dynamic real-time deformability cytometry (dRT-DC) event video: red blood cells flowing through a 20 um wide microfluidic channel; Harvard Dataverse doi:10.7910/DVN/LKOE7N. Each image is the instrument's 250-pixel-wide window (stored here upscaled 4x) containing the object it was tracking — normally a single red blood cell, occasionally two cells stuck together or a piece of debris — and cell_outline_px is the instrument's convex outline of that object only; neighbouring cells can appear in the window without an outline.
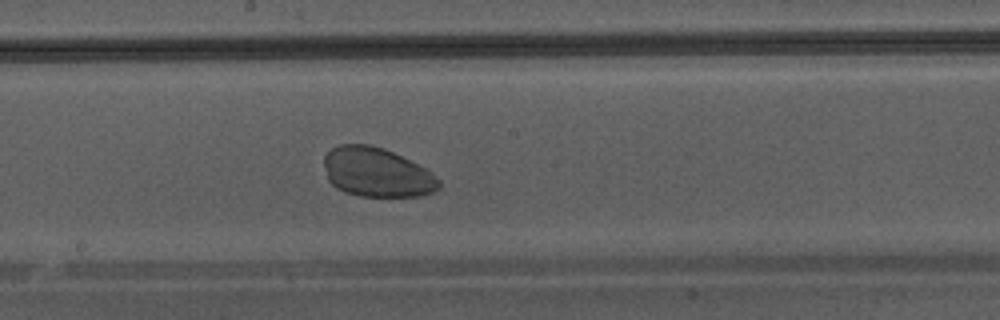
{"species": "Egyptian fruit bat (a non-hibernating species)", "species_latin": "Rousettus aegyptiacus", "temperature_condition": "warm", "stored_images_in_passage": 47, "camera_frame_rate_fps": 3000, "um_per_image_px": 0.085, "animal": {"sex": "male"}, "frame": {"image": 1, "passage_image": 27, "time_ms": 8.667, "image_size_px": [1000, 320], "cell_outline_px": [[440, 188], [432, 192], [420, 196], [360, 196], [344, 192], [336, 188], [328, 180], [324, 164], [324, 156], [332, 148], [340, 144], [368, 144], [384, 148], [428, 168], [440, 180]], "centroid_in_image_um": [32.05, 14.65], "position_along_channel_um": 216.2, "area_um2": 33.23}}